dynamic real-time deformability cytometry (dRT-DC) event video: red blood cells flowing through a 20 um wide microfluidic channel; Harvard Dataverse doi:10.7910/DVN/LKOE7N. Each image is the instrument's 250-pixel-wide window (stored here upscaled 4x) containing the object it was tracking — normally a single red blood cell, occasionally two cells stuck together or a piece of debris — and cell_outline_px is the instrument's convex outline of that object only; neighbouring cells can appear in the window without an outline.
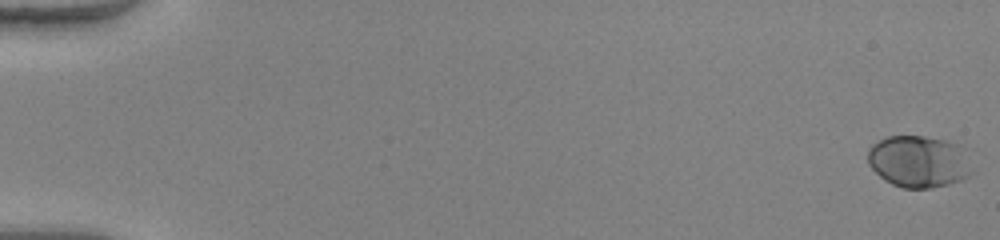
{"species": "human", "species_latin": "Homo sapiens", "temperature_condition": "warm", "stored_images_in_passage": 52, "camera_frame_rate_fps": 3000, "um_per_image_px": 0.085, "donor": {"sex": "female"}, "frame": {"image": 1, "passage_image": 1, "time_ms": 0.0, "image_size_px": [1000, 240], "cell_outline_px": [[972, 172], [968, 176], [960, 180], [948, 184], [932, 188], [904, 188], [892, 184], [884, 180], [868, 164], [868, 148], [872, 144], [888, 136], [924, 136], [944, 140], [960, 144], [964, 148], [972, 168]], "centroid_in_image_um": [78.1, 13.72], "position_along_channel_um": 6.9, "area_um2": 31.67}}
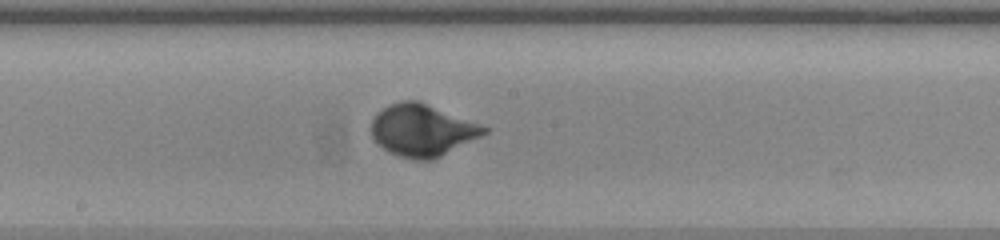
{"frame": {"image": 2, "passage_image": 30, "time_ms": 9.667, "image_size_px": [1000, 240], "cell_outline_px": [[492, 128], [488, 132], [432, 160], [416, 160], [400, 156], [388, 152], [376, 144], [372, 136], [372, 120], [376, 112], [388, 104], [400, 100], [416, 100]], "centroid_in_image_um": [35.86, 11.06], "position_along_channel_um": 212.3, "area_um2": 34.1}}
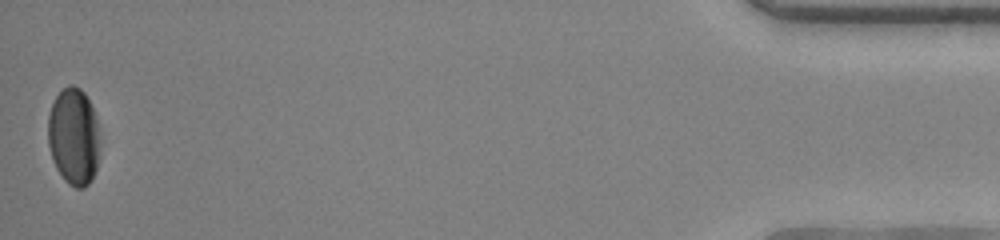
{"frame": {"image": 3, "passage_image": 52, "time_ms": 17.0, "image_size_px": [1000, 240], "cell_outline_px": [[100, 144], [96, 168], [88, 184], [84, 188], [76, 188], [68, 184], [64, 180], [56, 168], [52, 160], [48, 144], [48, 116], [52, 104], [56, 96], [68, 84], [72, 84], [80, 88], [84, 92], [92, 108], [96, 120], [100, 140]], "centroid_in_image_um": [6.25, 11.61], "position_along_channel_um": 428.9, "area_um2": 29.42}, "authors_computed_cell_mechanics": {"area_um2": 31.2698, "velocity_mm_per_s": 4.0845, "shape_relaxation_time_tau1_ms": 2.1179, "shape_relaxation_time_tau2_ms": null, "deformation_change_tau1": 0.1477, "deformation_change_tau2": null}}